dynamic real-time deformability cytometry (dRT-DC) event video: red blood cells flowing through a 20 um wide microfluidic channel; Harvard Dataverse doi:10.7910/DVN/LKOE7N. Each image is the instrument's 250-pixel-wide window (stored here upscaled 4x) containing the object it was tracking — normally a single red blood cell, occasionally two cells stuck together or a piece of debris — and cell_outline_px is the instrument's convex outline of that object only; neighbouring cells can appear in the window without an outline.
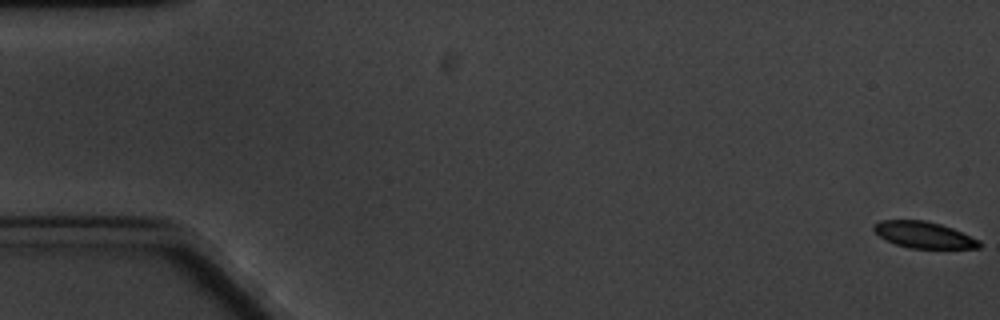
{"species": "common noctule bat (a hibernating species)", "species_latin": "Nyctalus noctula", "temperature_condition": "cold", "stored_images_in_passage": 5, "camera_frame_rate_fps": 3000, "um_per_image_px": 0.085, "animal": {"sex": "male", "body_mass_g": 20.1, "forearm_length_mm": 53.5}, "frame": {"image": 1, "passage_image": 1, "time_ms": 0.0, "image_size_px": [1000, 320], "cell_outline_px": [[980, 248], [908, 248], [896, 244], [880, 236], [872, 228], [872, 224], [880, 220], [924, 220], [940, 224], [952, 228], [980, 240]], "centroid_in_image_um": [78.51, 19.95], "position_along_channel_um": 6.5, "area_um2": 16.13}}
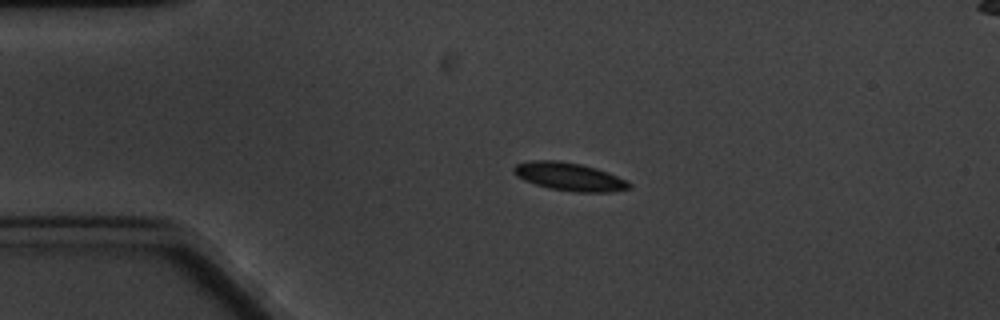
{"frame": {"image": 2, "passage_image": 5, "time_ms": 4.333, "image_size_px": [1000, 320], "cell_outline_px": [[632, 188], [612, 192], [572, 192], [548, 188], [524, 180], [516, 176], [512, 172], [512, 168], [516, 164], [532, 160], [556, 160], [580, 164], [596, 168], [608, 172], [628, 180], [632, 184]], "centroid_in_image_um": [48.41, 15.02], "position_along_channel_um": 36.6, "area_um2": 19.13}}